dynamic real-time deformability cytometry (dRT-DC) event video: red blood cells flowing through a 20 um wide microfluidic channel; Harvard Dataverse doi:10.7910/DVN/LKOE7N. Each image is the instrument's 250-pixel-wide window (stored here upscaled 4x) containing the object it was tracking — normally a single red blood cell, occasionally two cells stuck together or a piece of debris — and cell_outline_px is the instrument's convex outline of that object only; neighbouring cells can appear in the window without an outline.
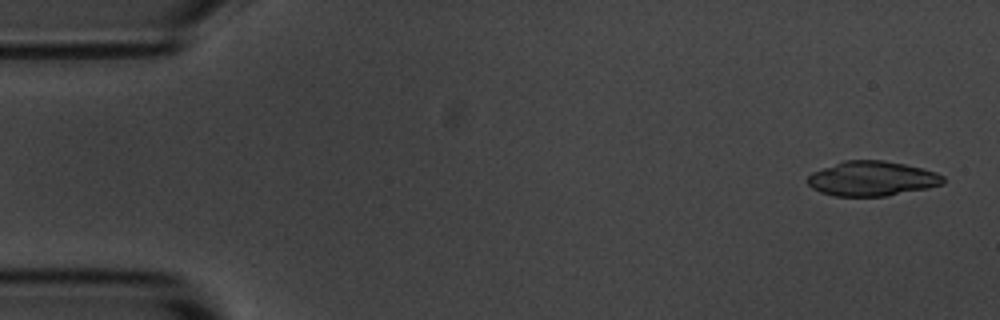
{"species": "common noctule bat (a hibernating species)", "species_latin": "Nyctalus noctula", "temperature_condition": "room temperature", "stored_images_in_passage": 4, "camera_frame_rate_fps": 3000, "um_per_image_px": 0.085, "animal": {"sex": "male", "body_mass_g": 20.1, "forearm_length_mm": 53.5}, "frame": {"image": 1, "passage_image": 1, "time_ms": 0.0, "image_size_px": [1000, 320], "cell_outline_px": [[944, 184], [928, 188], [884, 196], [832, 196], [820, 192], [812, 188], [808, 184], [808, 176], [812, 172], [844, 160], [884, 160], [904, 164], [936, 172], [944, 176]], "centroid_in_image_um": [74.11, 15.18], "position_along_channel_um": 10.9, "area_um2": 27.4}}